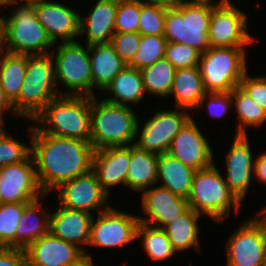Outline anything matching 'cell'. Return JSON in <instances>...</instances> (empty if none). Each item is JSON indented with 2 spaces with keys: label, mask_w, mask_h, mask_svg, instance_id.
<instances>
[{
  "label": "cell",
  "mask_w": 266,
  "mask_h": 266,
  "mask_svg": "<svg viewBox=\"0 0 266 266\" xmlns=\"http://www.w3.org/2000/svg\"><path fill=\"white\" fill-rule=\"evenodd\" d=\"M31 155L43 193L92 171L95 149L89 141L52 136L29 127Z\"/></svg>",
  "instance_id": "1"
},
{
  "label": "cell",
  "mask_w": 266,
  "mask_h": 266,
  "mask_svg": "<svg viewBox=\"0 0 266 266\" xmlns=\"http://www.w3.org/2000/svg\"><path fill=\"white\" fill-rule=\"evenodd\" d=\"M91 97L59 96L32 123L40 132L90 142Z\"/></svg>",
  "instance_id": "2"
},
{
  "label": "cell",
  "mask_w": 266,
  "mask_h": 266,
  "mask_svg": "<svg viewBox=\"0 0 266 266\" xmlns=\"http://www.w3.org/2000/svg\"><path fill=\"white\" fill-rule=\"evenodd\" d=\"M137 124L138 118L131 106L91 97L90 143L95 150L133 145Z\"/></svg>",
  "instance_id": "3"
},
{
  "label": "cell",
  "mask_w": 266,
  "mask_h": 266,
  "mask_svg": "<svg viewBox=\"0 0 266 266\" xmlns=\"http://www.w3.org/2000/svg\"><path fill=\"white\" fill-rule=\"evenodd\" d=\"M20 1L11 16H3V50L29 56L50 54L48 49L55 44L37 20L35 0H10L8 6Z\"/></svg>",
  "instance_id": "4"
},
{
  "label": "cell",
  "mask_w": 266,
  "mask_h": 266,
  "mask_svg": "<svg viewBox=\"0 0 266 266\" xmlns=\"http://www.w3.org/2000/svg\"><path fill=\"white\" fill-rule=\"evenodd\" d=\"M217 3L187 0L176 8L167 9L163 33L167 42L185 44L204 53L210 48L209 24Z\"/></svg>",
  "instance_id": "5"
},
{
  "label": "cell",
  "mask_w": 266,
  "mask_h": 266,
  "mask_svg": "<svg viewBox=\"0 0 266 266\" xmlns=\"http://www.w3.org/2000/svg\"><path fill=\"white\" fill-rule=\"evenodd\" d=\"M57 91L51 53L27 55L25 80L18 98L12 103L15 113L33 121L47 103L60 96Z\"/></svg>",
  "instance_id": "6"
},
{
  "label": "cell",
  "mask_w": 266,
  "mask_h": 266,
  "mask_svg": "<svg viewBox=\"0 0 266 266\" xmlns=\"http://www.w3.org/2000/svg\"><path fill=\"white\" fill-rule=\"evenodd\" d=\"M187 201L195 212L218 223L229 217L232 208L238 213L242 205L230 192L215 163L196 170Z\"/></svg>",
  "instance_id": "7"
},
{
  "label": "cell",
  "mask_w": 266,
  "mask_h": 266,
  "mask_svg": "<svg viewBox=\"0 0 266 266\" xmlns=\"http://www.w3.org/2000/svg\"><path fill=\"white\" fill-rule=\"evenodd\" d=\"M246 47H210L198 67L206 92H230L247 72Z\"/></svg>",
  "instance_id": "8"
},
{
  "label": "cell",
  "mask_w": 266,
  "mask_h": 266,
  "mask_svg": "<svg viewBox=\"0 0 266 266\" xmlns=\"http://www.w3.org/2000/svg\"><path fill=\"white\" fill-rule=\"evenodd\" d=\"M58 48V49H57ZM51 51L54 59L55 83L64 85L60 96L94 97L89 46L77 41L61 42Z\"/></svg>",
  "instance_id": "9"
},
{
  "label": "cell",
  "mask_w": 266,
  "mask_h": 266,
  "mask_svg": "<svg viewBox=\"0 0 266 266\" xmlns=\"http://www.w3.org/2000/svg\"><path fill=\"white\" fill-rule=\"evenodd\" d=\"M247 15L230 0H219L211 13L210 47H247L255 38L247 31Z\"/></svg>",
  "instance_id": "10"
},
{
  "label": "cell",
  "mask_w": 266,
  "mask_h": 266,
  "mask_svg": "<svg viewBox=\"0 0 266 266\" xmlns=\"http://www.w3.org/2000/svg\"><path fill=\"white\" fill-rule=\"evenodd\" d=\"M176 109L157 111L153 117L145 122L142 128L139 127L138 122L136 132V139L138 140H135L134 145L143 151L156 155L167 152L174 137L192 118V115L187 112L188 110Z\"/></svg>",
  "instance_id": "11"
},
{
  "label": "cell",
  "mask_w": 266,
  "mask_h": 266,
  "mask_svg": "<svg viewBox=\"0 0 266 266\" xmlns=\"http://www.w3.org/2000/svg\"><path fill=\"white\" fill-rule=\"evenodd\" d=\"M226 243L227 266H261L266 255V229L256 218L242 223Z\"/></svg>",
  "instance_id": "12"
},
{
  "label": "cell",
  "mask_w": 266,
  "mask_h": 266,
  "mask_svg": "<svg viewBox=\"0 0 266 266\" xmlns=\"http://www.w3.org/2000/svg\"><path fill=\"white\" fill-rule=\"evenodd\" d=\"M139 216L110 207L92 220L88 246L112 248L124 246L137 239Z\"/></svg>",
  "instance_id": "13"
},
{
  "label": "cell",
  "mask_w": 266,
  "mask_h": 266,
  "mask_svg": "<svg viewBox=\"0 0 266 266\" xmlns=\"http://www.w3.org/2000/svg\"><path fill=\"white\" fill-rule=\"evenodd\" d=\"M44 196L32 155L22 162L0 167L1 203L32 202Z\"/></svg>",
  "instance_id": "14"
},
{
  "label": "cell",
  "mask_w": 266,
  "mask_h": 266,
  "mask_svg": "<svg viewBox=\"0 0 266 266\" xmlns=\"http://www.w3.org/2000/svg\"><path fill=\"white\" fill-rule=\"evenodd\" d=\"M57 190H59V204L71 210L92 213V210L97 212L98 209L101 213L111 207V205L107 206L109 195L104 191L93 171L63 183Z\"/></svg>",
  "instance_id": "15"
},
{
  "label": "cell",
  "mask_w": 266,
  "mask_h": 266,
  "mask_svg": "<svg viewBox=\"0 0 266 266\" xmlns=\"http://www.w3.org/2000/svg\"><path fill=\"white\" fill-rule=\"evenodd\" d=\"M248 135L235 134L226 153V177H223L230 192L242 204L252 182L254 160Z\"/></svg>",
  "instance_id": "16"
},
{
  "label": "cell",
  "mask_w": 266,
  "mask_h": 266,
  "mask_svg": "<svg viewBox=\"0 0 266 266\" xmlns=\"http://www.w3.org/2000/svg\"><path fill=\"white\" fill-rule=\"evenodd\" d=\"M35 14L54 44H57L59 40L62 42L77 41L80 14L66 6L65 3L35 0Z\"/></svg>",
  "instance_id": "17"
},
{
  "label": "cell",
  "mask_w": 266,
  "mask_h": 266,
  "mask_svg": "<svg viewBox=\"0 0 266 266\" xmlns=\"http://www.w3.org/2000/svg\"><path fill=\"white\" fill-rule=\"evenodd\" d=\"M167 152L194 170L205 169L214 163L210 143L199 130L193 117L174 137Z\"/></svg>",
  "instance_id": "18"
},
{
  "label": "cell",
  "mask_w": 266,
  "mask_h": 266,
  "mask_svg": "<svg viewBox=\"0 0 266 266\" xmlns=\"http://www.w3.org/2000/svg\"><path fill=\"white\" fill-rule=\"evenodd\" d=\"M25 254L27 266H69L85 255L77 245L50 232L30 244Z\"/></svg>",
  "instance_id": "19"
},
{
  "label": "cell",
  "mask_w": 266,
  "mask_h": 266,
  "mask_svg": "<svg viewBox=\"0 0 266 266\" xmlns=\"http://www.w3.org/2000/svg\"><path fill=\"white\" fill-rule=\"evenodd\" d=\"M142 209L147 218L138 217L140 223L164 228L172 219L182 215L188 208L187 199L173 194L161 186L149 188L142 193Z\"/></svg>",
  "instance_id": "20"
},
{
  "label": "cell",
  "mask_w": 266,
  "mask_h": 266,
  "mask_svg": "<svg viewBox=\"0 0 266 266\" xmlns=\"http://www.w3.org/2000/svg\"><path fill=\"white\" fill-rule=\"evenodd\" d=\"M130 160L131 145L95 150L92 171L108 195L113 186L121 183L126 186Z\"/></svg>",
  "instance_id": "21"
},
{
  "label": "cell",
  "mask_w": 266,
  "mask_h": 266,
  "mask_svg": "<svg viewBox=\"0 0 266 266\" xmlns=\"http://www.w3.org/2000/svg\"><path fill=\"white\" fill-rule=\"evenodd\" d=\"M92 215L86 211L71 210L60 205L50 215L49 232L55 237L77 245L86 252L82 246L89 243Z\"/></svg>",
  "instance_id": "22"
},
{
  "label": "cell",
  "mask_w": 266,
  "mask_h": 266,
  "mask_svg": "<svg viewBox=\"0 0 266 266\" xmlns=\"http://www.w3.org/2000/svg\"><path fill=\"white\" fill-rule=\"evenodd\" d=\"M118 0H98L85 20L80 15L79 36L86 33L87 45L110 43L115 34Z\"/></svg>",
  "instance_id": "23"
},
{
  "label": "cell",
  "mask_w": 266,
  "mask_h": 266,
  "mask_svg": "<svg viewBox=\"0 0 266 266\" xmlns=\"http://www.w3.org/2000/svg\"><path fill=\"white\" fill-rule=\"evenodd\" d=\"M195 172L168 152L158 155L157 183L162 180L163 184L159 186L169 189L173 194L188 199Z\"/></svg>",
  "instance_id": "24"
},
{
  "label": "cell",
  "mask_w": 266,
  "mask_h": 266,
  "mask_svg": "<svg viewBox=\"0 0 266 266\" xmlns=\"http://www.w3.org/2000/svg\"><path fill=\"white\" fill-rule=\"evenodd\" d=\"M89 56L93 91L94 88H99L103 92L114 77L126 67V64L115 52L111 43L89 45Z\"/></svg>",
  "instance_id": "25"
},
{
  "label": "cell",
  "mask_w": 266,
  "mask_h": 266,
  "mask_svg": "<svg viewBox=\"0 0 266 266\" xmlns=\"http://www.w3.org/2000/svg\"><path fill=\"white\" fill-rule=\"evenodd\" d=\"M206 93L198 66L176 69L169 95L174 96L175 108L196 111L200 100Z\"/></svg>",
  "instance_id": "26"
},
{
  "label": "cell",
  "mask_w": 266,
  "mask_h": 266,
  "mask_svg": "<svg viewBox=\"0 0 266 266\" xmlns=\"http://www.w3.org/2000/svg\"><path fill=\"white\" fill-rule=\"evenodd\" d=\"M107 91L113 96L104 98L108 102L128 107L132 103L137 105L146 93L140 70L126 66L106 87L104 92Z\"/></svg>",
  "instance_id": "27"
},
{
  "label": "cell",
  "mask_w": 266,
  "mask_h": 266,
  "mask_svg": "<svg viewBox=\"0 0 266 266\" xmlns=\"http://www.w3.org/2000/svg\"><path fill=\"white\" fill-rule=\"evenodd\" d=\"M39 200L30 202L23 210L17 225L16 248L25 250L34 241L49 233L50 212L41 209L43 203ZM40 215L42 217H39Z\"/></svg>",
  "instance_id": "28"
},
{
  "label": "cell",
  "mask_w": 266,
  "mask_h": 266,
  "mask_svg": "<svg viewBox=\"0 0 266 266\" xmlns=\"http://www.w3.org/2000/svg\"><path fill=\"white\" fill-rule=\"evenodd\" d=\"M202 216L192 208H188L182 215L172 219L163 229L165 230L173 249L177 252L195 248L200 252L198 234V219Z\"/></svg>",
  "instance_id": "29"
},
{
  "label": "cell",
  "mask_w": 266,
  "mask_h": 266,
  "mask_svg": "<svg viewBox=\"0 0 266 266\" xmlns=\"http://www.w3.org/2000/svg\"><path fill=\"white\" fill-rule=\"evenodd\" d=\"M158 155L131 145V160L126 177V186L143 192L157 183Z\"/></svg>",
  "instance_id": "30"
},
{
  "label": "cell",
  "mask_w": 266,
  "mask_h": 266,
  "mask_svg": "<svg viewBox=\"0 0 266 266\" xmlns=\"http://www.w3.org/2000/svg\"><path fill=\"white\" fill-rule=\"evenodd\" d=\"M26 67L27 55L4 50L0 52V86L11 103L18 98L25 80Z\"/></svg>",
  "instance_id": "31"
},
{
  "label": "cell",
  "mask_w": 266,
  "mask_h": 266,
  "mask_svg": "<svg viewBox=\"0 0 266 266\" xmlns=\"http://www.w3.org/2000/svg\"><path fill=\"white\" fill-rule=\"evenodd\" d=\"M238 126L235 134L247 135L248 127H259L266 122V111L239 86L231 90Z\"/></svg>",
  "instance_id": "32"
},
{
  "label": "cell",
  "mask_w": 266,
  "mask_h": 266,
  "mask_svg": "<svg viewBox=\"0 0 266 266\" xmlns=\"http://www.w3.org/2000/svg\"><path fill=\"white\" fill-rule=\"evenodd\" d=\"M145 92L157 97H168L176 72V68L165 57L140 70Z\"/></svg>",
  "instance_id": "33"
},
{
  "label": "cell",
  "mask_w": 266,
  "mask_h": 266,
  "mask_svg": "<svg viewBox=\"0 0 266 266\" xmlns=\"http://www.w3.org/2000/svg\"><path fill=\"white\" fill-rule=\"evenodd\" d=\"M142 238L145 253L153 261H164L172 257L176 251L163 228L139 223L137 228V238Z\"/></svg>",
  "instance_id": "34"
},
{
  "label": "cell",
  "mask_w": 266,
  "mask_h": 266,
  "mask_svg": "<svg viewBox=\"0 0 266 266\" xmlns=\"http://www.w3.org/2000/svg\"><path fill=\"white\" fill-rule=\"evenodd\" d=\"M167 40L163 35H141L137 53L127 67L142 70L164 57Z\"/></svg>",
  "instance_id": "35"
},
{
  "label": "cell",
  "mask_w": 266,
  "mask_h": 266,
  "mask_svg": "<svg viewBox=\"0 0 266 266\" xmlns=\"http://www.w3.org/2000/svg\"><path fill=\"white\" fill-rule=\"evenodd\" d=\"M29 203L0 204V247L16 248L17 225Z\"/></svg>",
  "instance_id": "36"
},
{
  "label": "cell",
  "mask_w": 266,
  "mask_h": 266,
  "mask_svg": "<svg viewBox=\"0 0 266 266\" xmlns=\"http://www.w3.org/2000/svg\"><path fill=\"white\" fill-rule=\"evenodd\" d=\"M167 8L145 3L141 0L139 16L140 35H163Z\"/></svg>",
  "instance_id": "37"
},
{
  "label": "cell",
  "mask_w": 266,
  "mask_h": 266,
  "mask_svg": "<svg viewBox=\"0 0 266 266\" xmlns=\"http://www.w3.org/2000/svg\"><path fill=\"white\" fill-rule=\"evenodd\" d=\"M141 0H118L115 32H138Z\"/></svg>",
  "instance_id": "38"
},
{
  "label": "cell",
  "mask_w": 266,
  "mask_h": 266,
  "mask_svg": "<svg viewBox=\"0 0 266 266\" xmlns=\"http://www.w3.org/2000/svg\"><path fill=\"white\" fill-rule=\"evenodd\" d=\"M14 139L6 129L0 133V167L26 160L31 155V145Z\"/></svg>",
  "instance_id": "39"
},
{
  "label": "cell",
  "mask_w": 266,
  "mask_h": 266,
  "mask_svg": "<svg viewBox=\"0 0 266 266\" xmlns=\"http://www.w3.org/2000/svg\"><path fill=\"white\" fill-rule=\"evenodd\" d=\"M201 53L188 45L167 42L164 57L172 63L176 69L198 66Z\"/></svg>",
  "instance_id": "40"
},
{
  "label": "cell",
  "mask_w": 266,
  "mask_h": 266,
  "mask_svg": "<svg viewBox=\"0 0 266 266\" xmlns=\"http://www.w3.org/2000/svg\"><path fill=\"white\" fill-rule=\"evenodd\" d=\"M140 38L141 35L138 32H115L110 43L113 45L115 52L127 65L138 51Z\"/></svg>",
  "instance_id": "41"
},
{
  "label": "cell",
  "mask_w": 266,
  "mask_h": 266,
  "mask_svg": "<svg viewBox=\"0 0 266 266\" xmlns=\"http://www.w3.org/2000/svg\"><path fill=\"white\" fill-rule=\"evenodd\" d=\"M206 99L208 102H206ZM207 104L209 115L212 118H220L227 114L228 110L231 109L233 102L230 92H207L200 100L197 110L202 108L203 105Z\"/></svg>",
  "instance_id": "42"
},
{
  "label": "cell",
  "mask_w": 266,
  "mask_h": 266,
  "mask_svg": "<svg viewBox=\"0 0 266 266\" xmlns=\"http://www.w3.org/2000/svg\"><path fill=\"white\" fill-rule=\"evenodd\" d=\"M248 75V72L244 74L239 87L266 111V76Z\"/></svg>",
  "instance_id": "43"
},
{
  "label": "cell",
  "mask_w": 266,
  "mask_h": 266,
  "mask_svg": "<svg viewBox=\"0 0 266 266\" xmlns=\"http://www.w3.org/2000/svg\"><path fill=\"white\" fill-rule=\"evenodd\" d=\"M0 266H27L25 250L0 247Z\"/></svg>",
  "instance_id": "44"
},
{
  "label": "cell",
  "mask_w": 266,
  "mask_h": 266,
  "mask_svg": "<svg viewBox=\"0 0 266 266\" xmlns=\"http://www.w3.org/2000/svg\"><path fill=\"white\" fill-rule=\"evenodd\" d=\"M254 177L263 184L266 183V151L254 159Z\"/></svg>",
  "instance_id": "45"
},
{
  "label": "cell",
  "mask_w": 266,
  "mask_h": 266,
  "mask_svg": "<svg viewBox=\"0 0 266 266\" xmlns=\"http://www.w3.org/2000/svg\"><path fill=\"white\" fill-rule=\"evenodd\" d=\"M9 111L11 110V113L14 115V116H18L16 113H15V110H14V107H13V104L10 102V100L7 98V96L5 95V92L4 90L2 89V87L0 86V116L4 119L3 117V114L6 112V111Z\"/></svg>",
  "instance_id": "46"
},
{
  "label": "cell",
  "mask_w": 266,
  "mask_h": 266,
  "mask_svg": "<svg viewBox=\"0 0 266 266\" xmlns=\"http://www.w3.org/2000/svg\"><path fill=\"white\" fill-rule=\"evenodd\" d=\"M145 3L164 7L167 9L178 7L184 0H142Z\"/></svg>",
  "instance_id": "47"
},
{
  "label": "cell",
  "mask_w": 266,
  "mask_h": 266,
  "mask_svg": "<svg viewBox=\"0 0 266 266\" xmlns=\"http://www.w3.org/2000/svg\"><path fill=\"white\" fill-rule=\"evenodd\" d=\"M84 256L80 258L77 262L69 266H94L93 259L91 255L87 252H84Z\"/></svg>",
  "instance_id": "48"
},
{
  "label": "cell",
  "mask_w": 266,
  "mask_h": 266,
  "mask_svg": "<svg viewBox=\"0 0 266 266\" xmlns=\"http://www.w3.org/2000/svg\"><path fill=\"white\" fill-rule=\"evenodd\" d=\"M258 215H260V216H258ZM257 216H258L257 219L264 225V227L266 229V207L263 208L260 212H258Z\"/></svg>",
  "instance_id": "49"
},
{
  "label": "cell",
  "mask_w": 266,
  "mask_h": 266,
  "mask_svg": "<svg viewBox=\"0 0 266 266\" xmlns=\"http://www.w3.org/2000/svg\"><path fill=\"white\" fill-rule=\"evenodd\" d=\"M3 16L0 15V52L3 50Z\"/></svg>",
  "instance_id": "50"
},
{
  "label": "cell",
  "mask_w": 266,
  "mask_h": 266,
  "mask_svg": "<svg viewBox=\"0 0 266 266\" xmlns=\"http://www.w3.org/2000/svg\"><path fill=\"white\" fill-rule=\"evenodd\" d=\"M5 122V119H3L1 116H0V133L3 132L5 130V127H4V123Z\"/></svg>",
  "instance_id": "51"
},
{
  "label": "cell",
  "mask_w": 266,
  "mask_h": 266,
  "mask_svg": "<svg viewBox=\"0 0 266 266\" xmlns=\"http://www.w3.org/2000/svg\"><path fill=\"white\" fill-rule=\"evenodd\" d=\"M9 2H10V0H0V5L3 7V6L8 5Z\"/></svg>",
  "instance_id": "52"
},
{
  "label": "cell",
  "mask_w": 266,
  "mask_h": 266,
  "mask_svg": "<svg viewBox=\"0 0 266 266\" xmlns=\"http://www.w3.org/2000/svg\"><path fill=\"white\" fill-rule=\"evenodd\" d=\"M261 266H266V255H265V258H264V260L262 261V264H261Z\"/></svg>",
  "instance_id": "53"
},
{
  "label": "cell",
  "mask_w": 266,
  "mask_h": 266,
  "mask_svg": "<svg viewBox=\"0 0 266 266\" xmlns=\"http://www.w3.org/2000/svg\"><path fill=\"white\" fill-rule=\"evenodd\" d=\"M187 1V0H184ZM192 1H210V2H214V0H192Z\"/></svg>",
  "instance_id": "54"
}]
</instances>
